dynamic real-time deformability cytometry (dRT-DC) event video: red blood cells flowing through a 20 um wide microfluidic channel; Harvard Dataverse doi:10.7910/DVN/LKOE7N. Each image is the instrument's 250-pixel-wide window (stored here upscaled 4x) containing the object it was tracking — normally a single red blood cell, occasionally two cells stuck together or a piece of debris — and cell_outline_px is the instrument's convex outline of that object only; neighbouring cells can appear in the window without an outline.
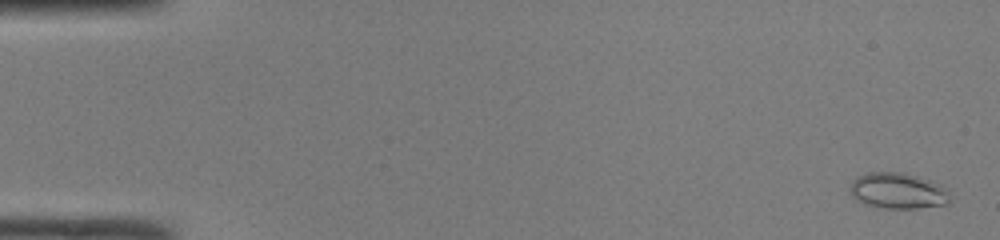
{"species": "common noctule bat (a hibernating species)", "species_latin": "Nyctalus noctula", "temperature_condition": "room temperature", "stored_images_in_passage": 49, "camera_frame_rate_fps": 3000, "um_per_image_px": 0.085, "animal": {"sex": "male", "body_mass_g": 19.0, "forearm_length_mm": 50.8}, "frame": {"image": 1, "passage_image": 2, "time_ms": 0.333, "image_size_px": [1000, 240], "cell_outline_px": [[948, 204], [916, 208], [884, 208], [864, 204], [856, 200], [852, 196], [848, 188], [852, 180], [868, 172], [904, 172], [940, 184], [944, 188], [948, 200]], "centroid_in_image_um": [76.24, 16.21], "position_along_channel_um": 8.8, "area_um2": 20.75}}
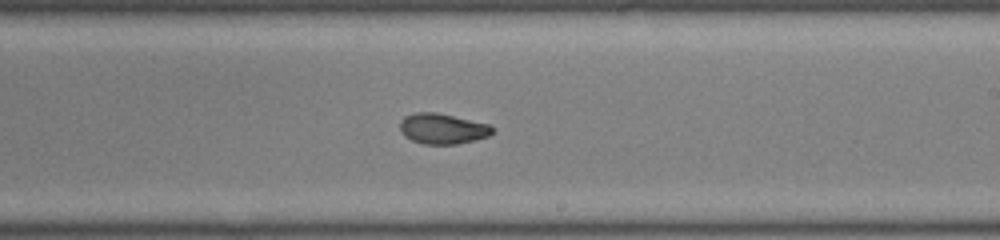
{"frame": {"image": 2, "passage_image": 30, "time_ms": 9.667, "image_size_px": [1000, 240], "cell_outline_px": [[496, 128], [488, 136], [456, 144], [424, 144], [412, 140], [404, 136], [400, 132], [400, 120], [404, 116], [416, 112], [436, 112], [492, 124]], "centroid_in_image_um": [37.62, 10.92], "position_along_channel_um": 251.4, "area_um2": 16.59}}
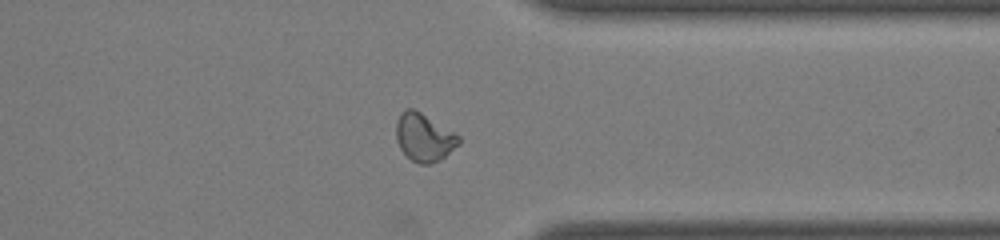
{"frame": {"image": 3, "passage_image": 39, "time_ms": 12.667, "image_size_px": [1000, 240], "cell_outline_px": [[460, 144], [440, 160], [428, 164], [420, 164], [412, 160], [400, 148], [396, 140], [396, 120], [400, 112], [404, 108], [412, 108], [420, 112], [456, 132], [460, 136]], "centroid_in_image_um": [36.05, 11.65], "position_along_channel_um": 375.4, "area_um2": 17.63}, "authors_computed_cell_mechanics": {"area_um2": 17.7446, "velocity_mm_per_s": 4.2093, "shape_relaxation_time_tau1_ms": null, "shape_relaxation_time_tau2_ms": 1.396, "deformation_change_tau1": null, "deformation_change_tau2": 0.0586}}